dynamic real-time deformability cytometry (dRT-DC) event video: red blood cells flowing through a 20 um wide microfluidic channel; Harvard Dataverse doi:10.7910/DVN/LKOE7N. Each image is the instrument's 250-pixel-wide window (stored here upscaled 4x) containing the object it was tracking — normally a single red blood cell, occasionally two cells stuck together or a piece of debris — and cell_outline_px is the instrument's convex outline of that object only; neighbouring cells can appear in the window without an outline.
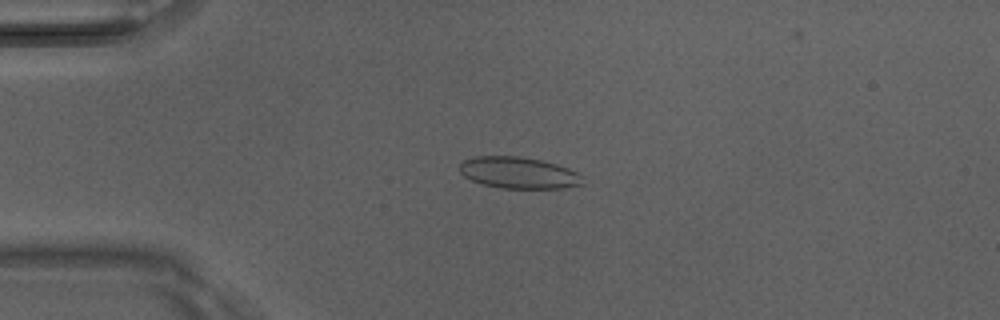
{"species": "Egyptian fruit bat (a non-hibernating species)", "species_latin": "Rousettus aegyptiacus", "temperature_condition": "room temperature", "stored_images_in_passage": 44, "camera_frame_rate_fps": 3000, "um_per_image_px": 0.085, "animal": {"sex": "male"}, "frame": {"image": 1, "passage_image": 7, "time_ms": 2.0, "image_size_px": [1000, 320], "cell_outline_px": [[584, 184], [564, 188], [500, 188], [484, 184], [472, 180], [464, 176], [460, 172], [460, 164], [464, 160], [472, 156], [520, 156], [540, 160], [556, 164], [568, 168], [584, 176]], "centroid_in_image_um": [44.1, 14.68], "position_along_channel_um": 40.9, "area_um2": 22.66}}
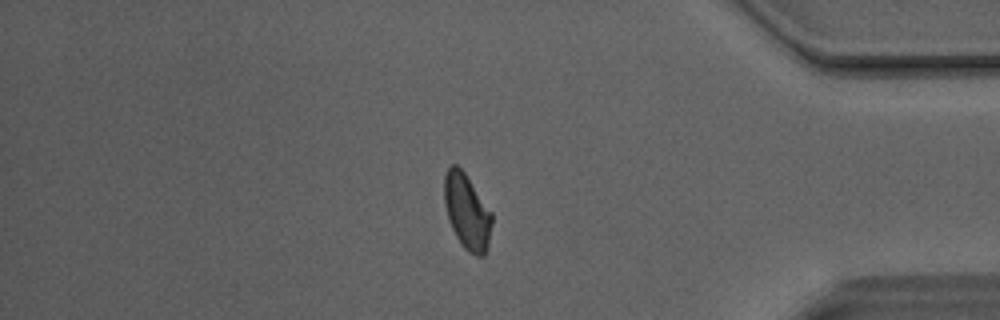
{"frame": {"image": 2, "passage_image": 37, "time_ms": 12.0, "image_size_px": [1000, 320], "cell_outline_px": [[492, 224], [488, 244], [484, 256], [476, 256], [468, 252], [460, 244], [448, 220], [444, 204], [444, 176], [448, 168], [452, 164], [456, 164], [464, 172], [492, 212]], "centroid_in_image_um": [39.68, 18.0], "position_along_channel_um": 395.5, "area_um2": 20.98}}
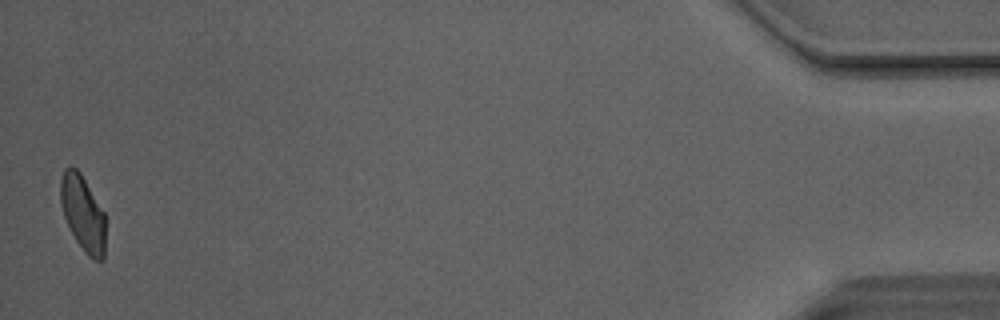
{"frame": {"image": 3, "passage_image": 44, "time_ms": 14.333, "image_size_px": [1000, 320], "cell_outline_px": [[104, 260], [96, 260], [88, 256], [84, 252], [76, 240], [64, 216], [60, 204], [60, 176], [64, 168], [76, 168], [80, 172], [104, 212]], "centroid_in_image_um": [7.02, 18.11], "position_along_channel_um": 428.2, "area_um2": 19.59}, "authors_computed_cell_mechanics": {"area_um2": 21.2415, "velocity_mm_per_s": 4.1354, "shape_relaxation_time_tau1_ms": 4.2438, "shape_relaxation_time_tau2_ms": 1.9117, "deformation_change_tau1": 0.1082, "deformation_change_tau2": 0.0686}}